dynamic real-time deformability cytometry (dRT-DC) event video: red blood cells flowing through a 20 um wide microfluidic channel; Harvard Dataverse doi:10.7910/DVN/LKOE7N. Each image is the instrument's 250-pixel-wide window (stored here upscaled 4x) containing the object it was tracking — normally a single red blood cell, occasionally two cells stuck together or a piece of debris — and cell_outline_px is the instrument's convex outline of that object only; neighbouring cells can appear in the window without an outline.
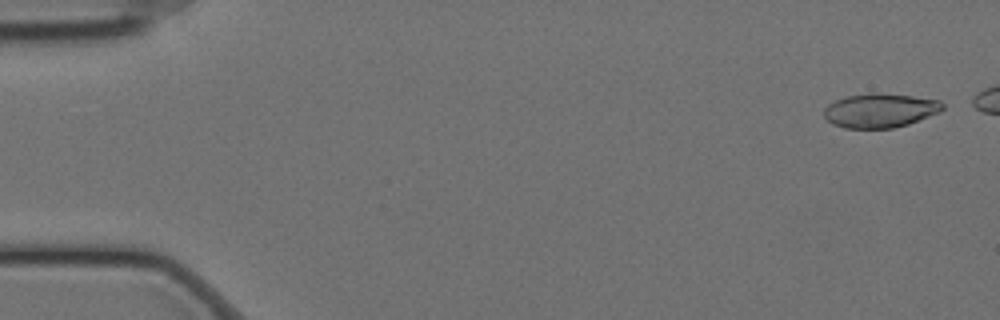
{"species": "Egyptian fruit bat (a non-hibernating species)", "species_latin": "Rousettus aegyptiacus", "temperature_condition": "cold", "stored_images_in_passage": 51, "camera_frame_rate_fps": 3000, "um_per_image_px": 0.085, "animal": {"sex": "female"}, "frame": {"image": 1, "passage_image": 2, "time_ms": 0.333, "image_size_px": [1000, 320], "cell_outline_px": [[944, 108], [940, 112], [908, 124], [892, 128], [844, 128], [832, 124], [824, 116], [824, 108], [828, 104], [836, 100], [848, 96], [868, 92], [876, 92], [912, 96], [940, 100], [944, 104]], "centroid_in_image_um": [74.8, 9.38], "position_along_channel_um": 10.2, "area_um2": 23.7}}
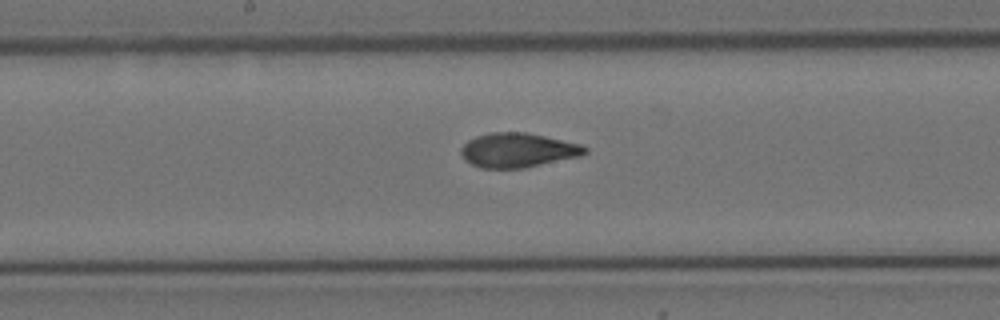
{"frame": {"image": 2, "passage_image": 30, "time_ms": 9.667, "image_size_px": [1000, 320], "cell_outline_px": [[588, 152], [580, 156], [524, 168], [480, 168], [464, 160], [460, 152], [460, 148], [468, 140], [476, 136], [488, 132], [524, 132], [544, 136], [580, 144], [588, 148]], "centroid_in_image_um": [43.98, 12.76], "position_along_channel_um": 204.2, "area_um2": 24.85}}
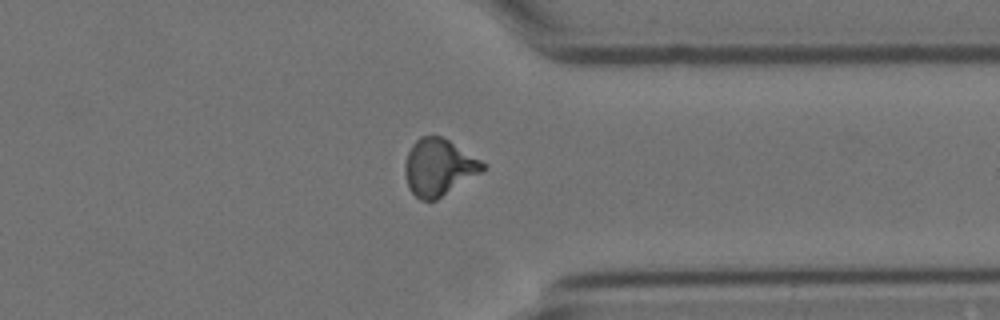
{"frame": {"image": 3, "passage_image": 45, "time_ms": 14.667, "image_size_px": [1000, 320], "cell_outline_px": [[488, 168], [436, 200], [420, 200], [408, 188], [404, 172], [404, 164], [408, 152], [412, 144], [420, 136], [440, 136], [448, 140], [488, 164]], "centroid_in_image_um": [37.29, 14.22], "position_along_channel_um": 374.1, "area_um2": 25.78}, "authors_computed_cell_mechanics": {"area_um2": 24.7384, "velocity_mm_per_s": 3.4665, "shape_relaxation_time_tau1_ms": 7.3942, "shape_relaxation_time_tau2_ms": 1.5473, "deformation_change_tau1": 0.1936, "deformation_change_tau2": 0.071}}